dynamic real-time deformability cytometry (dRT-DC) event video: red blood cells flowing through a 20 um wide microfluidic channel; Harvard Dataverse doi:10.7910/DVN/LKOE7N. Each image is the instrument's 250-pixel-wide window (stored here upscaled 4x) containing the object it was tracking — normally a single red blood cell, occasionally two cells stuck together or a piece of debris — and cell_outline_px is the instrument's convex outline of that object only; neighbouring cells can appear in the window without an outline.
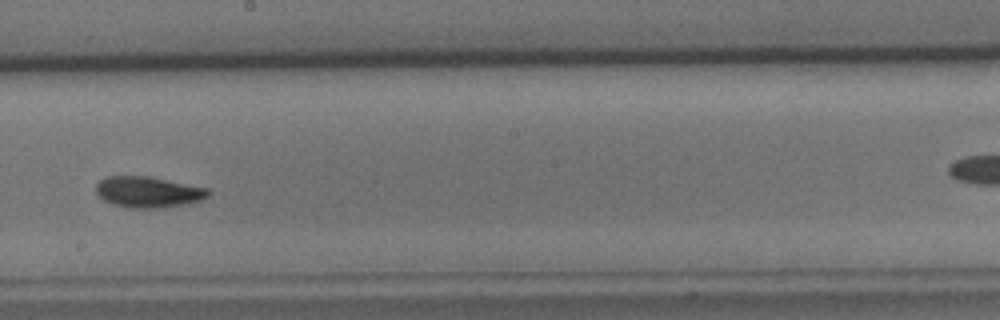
{"species": "common noctule bat (a hibernating species)", "species_latin": "Nyctalus noctula", "temperature_condition": "cold", "stored_images_in_passage": 9, "segment_of_instrument_passage": [1, 2], "camera_frame_rate_fps": 3000, "um_per_image_px": 0.085, "animal": {"sex": "male", "body_mass_g": 15.6}, "frame": {"image": 1, "passage_image": 8, "time_ms": 9.0, "image_size_px": [1000, 320], "cell_outline_px": [[208, 196], [200, 200], [188, 204], [164, 208], [128, 208], [112, 204], [104, 200], [96, 192], [96, 184], [104, 176], [148, 176], [208, 188]], "centroid_in_image_um": [12.57, 16.33], "position_along_channel_um": 235.6, "area_um2": 20.35}}